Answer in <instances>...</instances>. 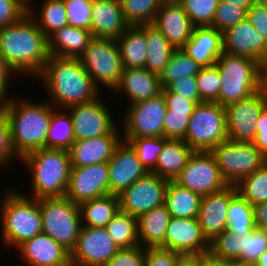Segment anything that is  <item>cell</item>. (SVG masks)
<instances>
[{
  "label": "cell",
  "instance_id": "cell-48",
  "mask_svg": "<svg viewBox=\"0 0 267 266\" xmlns=\"http://www.w3.org/2000/svg\"><path fill=\"white\" fill-rule=\"evenodd\" d=\"M18 161H21V158L16 154L13 143H12V133L11 126L6 115L0 113V167L4 168L5 166L10 167L11 160L15 157ZM13 157V158H12ZM4 166V167H3Z\"/></svg>",
  "mask_w": 267,
  "mask_h": 266
},
{
  "label": "cell",
  "instance_id": "cell-31",
  "mask_svg": "<svg viewBox=\"0 0 267 266\" xmlns=\"http://www.w3.org/2000/svg\"><path fill=\"white\" fill-rule=\"evenodd\" d=\"M171 215L165 204L145 212L137 217L140 246L160 247L165 241V234Z\"/></svg>",
  "mask_w": 267,
  "mask_h": 266
},
{
  "label": "cell",
  "instance_id": "cell-66",
  "mask_svg": "<svg viewBox=\"0 0 267 266\" xmlns=\"http://www.w3.org/2000/svg\"><path fill=\"white\" fill-rule=\"evenodd\" d=\"M25 4H29L30 5V2L32 1V0H22Z\"/></svg>",
  "mask_w": 267,
  "mask_h": 266
},
{
  "label": "cell",
  "instance_id": "cell-15",
  "mask_svg": "<svg viewBox=\"0 0 267 266\" xmlns=\"http://www.w3.org/2000/svg\"><path fill=\"white\" fill-rule=\"evenodd\" d=\"M168 182V180L148 172L118 195L120 211L138 217L165 204Z\"/></svg>",
  "mask_w": 267,
  "mask_h": 266
},
{
  "label": "cell",
  "instance_id": "cell-22",
  "mask_svg": "<svg viewBox=\"0 0 267 266\" xmlns=\"http://www.w3.org/2000/svg\"><path fill=\"white\" fill-rule=\"evenodd\" d=\"M176 49L191 38L195 25L177 1H163L152 22Z\"/></svg>",
  "mask_w": 267,
  "mask_h": 266
},
{
  "label": "cell",
  "instance_id": "cell-9",
  "mask_svg": "<svg viewBox=\"0 0 267 266\" xmlns=\"http://www.w3.org/2000/svg\"><path fill=\"white\" fill-rule=\"evenodd\" d=\"M223 180L229 186L238 185L245 177L262 167L267 158L253 142L225 140L210 150Z\"/></svg>",
  "mask_w": 267,
  "mask_h": 266
},
{
  "label": "cell",
  "instance_id": "cell-47",
  "mask_svg": "<svg viewBox=\"0 0 267 266\" xmlns=\"http://www.w3.org/2000/svg\"><path fill=\"white\" fill-rule=\"evenodd\" d=\"M68 25L90 31L93 0H64Z\"/></svg>",
  "mask_w": 267,
  "mask_h": 266
},
{
  "label": "cell",
  "instance_id": "cell-43",
  "mask_svg": "<svg viewBox=\"0 0 267 266\" xmlns=\"http://www.w3.org/2000/svg\"><path fill=\"white\" fill-rule=\"evenodd\" d=\"M135 150L139 161L148 172H152L157 164L159 153L162 151L166 137L122 138Z\"/></svg>",
  "mask_w": 267,
  "mask_h": 266
},
{
  "label": "cell",
  "instance_id": "cell-14",
  "mask_svg": "<svg viewBox=\"0 0 267 266\" xmlns=\"http://www.w3.org/2000/svg\"><path fill=\"white\" fill-rule=\"evenodd\" d=\"M267 106V91L260 89L250 97L225 107L228 140L253 142L256 124L262 110Z\"/></svg>",
  "mask_w": 267,
  "mask_h": 266
},
{
  "label": "cell",
  "instance_id": "cell-1",
  "mask_svg": "<svg viewBox=\"0 0 267 266\" xmlns=\"http://www.w3.org/2000/svg\"><path fill=\"white\" fill-rule=\"evenodd\" d=\"M0 55L18 74L37 77L42 72L50 56L48 38L29 12L0 28Z\"/></svg>",
  "mask_w": 267,
  "mask_h": 266
},
{
  "label": "cell",
  "instance_id": "cell-23",
  "mask_svg": "<svg viewBox=\"0 0 267 266\" xmlns=\"http://www.w3.org/2000/svg\"><path fill=\"white\" fill-rule=\"evenodd\" d=\"M119 127H115L109 134L74 141L68 150L72 167H85L103 162H109L114 150L121 142Z\"/></svg>",
  "mask_w": 267,
  "mask_h": 266
},
{
  "label": "cell",
  "instance_id": "cell-28",
  "mask_svg": "<svg viewBox=\"0 0 267 266\" xmlns=\"http://www.w3.org/2000/svg\"><path fill=\"white\" fill-rule=\"evenodd\" d=\"M181 49L202 67L215 65L223 53L222 32L212 26H195Z\"/></svg>",
  "mask_w": 267,
  "mask_h": 266
},
{
  "label": "cell",
  "instance_id": "cell-5",
  "mask_svg": "<svg viewBox=\"0 0 267 266\" xmlns=\"http://www.w3.org/2000/svg\"><path fill=\"white\" fill-rule=\"evenodd\" d=\"M13 190H7L0 202L1 243L9 249L43 232L39 199Z\"/></svg>",
  "mask_w": 267,
  "mask_h": 266
},
{
  "label": "cell",
  "instance_id": "cell-6",
  "mask_svg": "<svg viewBox=\"0 0 267 266\" xmlns=\"http://www.w3.org/2000/svg\"><path fill=\"white\" fill-rule=\"evenodd\" d=\"M215 65L221 78L219 91L221 106L226 107L246 99L262 89L257 60L223 51Z\"/></svg>",
  "mask_w": 267,
  "mask_h": 266
},
{
  "label": "cell",
  "instance_id": "cell-21",
  "mask_svg": "<svg viewBox=\"0 0 267 266\" xmlns=\"http://www.w3.org/2000/svg\"><path fill=\"white\" fill-rule=\"evenodd\" d=\"M237 192L236 186L228 185L201 198L197 220L209 242L226 229L230 201Z\"/></svg>",
  "mask_w": 267,
  "mask_h": 266
},
{
  "label": "cell",
  "instance_id": "cell-54",
  "mask_svg": "<svg viewBox=\"0 0 267 266\" xmlns=\"http://www.w3.org/2000/svg\"><path fill=\"white\" fill-rule=\"evenodd\" d=\"M170 92L176 93L185 99L192 100L195 103L202 102L198 94L196 76H188L187 78L175 79L167 87Z\"/></svg>",
  "mask_w": 267,
  "mask_h": 266
},
{
  "label": "cell",
  "instance_id": "cell-33",
  "mask_svg": "<svg viewBox=\"0 0 267 266\" xmlns=\"http://www.w3.org/2000/svg\"><path fill=\"white\" fill-rule=\"evenodd\" d=\"M201 196L192 190L169 181L165 192V205L171 215L176 218H197Z\"/></svg>",
  "mask_w": 267,
  "mask_h": 266
},
{
  "label": "cell",
  "instance_id": "cell-56",
  "mask_svg": "<svg viewBox=\"0 0 267 266\" xmlns=\"http://www.w3.org/2000/svg\"><path fill=\"white\" fill-rule=\"evenodd\" d=\"M13 73L17 74L0 55V101L1 102H6L12 97V96L9 97L7 93H8V83L11 81L10 77L12 75H15Z\"/></svg>",
  "mask_w": 267,
  "mask_h": 266
},
{
  "label": "cell",
  "instance_id": "cell-17",
  "mask_svg": "<svg viewBox=\"0 0 267 266\" xmlns=\"http://www.w3.org/2000/svg\"><path fill=\"white\" fill-rule=\"evenodd\" d=\"M66 109L71 115L75 141L109 134L117 124L100 97L89 103L71 105Z\"/></svg>",
  "mask_w": 267,
  "mask_h": 266
},
{
  "label": "cell",
  "instance_id": "cell-64",
  "mask_svg": "<svg viewBox=\"0 0 267 266\" xmlns=\"http://www.w3.org/2000/svg\"><path fill=\"white\" fill-rule=\"evenodd\" d=\"M254 266H267V251L258 258Z\"/></svg>",
  "mask_w": 267,
  "mask_h": 266
},
{
  "label": "cell",
  "instance_id": "cell-32",
  "mask_svg": "<svg viewBox=\"0 0 267 266\" xmlns=\"http://www.w3.org/2000/svg\"><path fill=\"white\" fill-rule=\"evenodd\" d=\"M116 41L123 68H145L148 52L145 25L128 26Z\"/></svg>",
  "mask_w": 267,
  "mask_h": 266
},
{
  "label": "cell",
  "instance_id": "cell-12",
  "mask_svg": "<svg viewBox=\"0 0 267 266\" xmlns=\"http://www.w3.org/2000/svg\"><path fill=\"white\" fill-rule=\"evenodd\" d=\"M125 109L122 138L164 136L167 105L163 93L148 100L130 104Z\"/></svg>",
  "mask_w": 267,
  "mask_h": 266
},
{
  "label": "cell",
  "instance_id": "cell-60",
  "mask_svg": "<svg viewBox=\"0 0 267 266\" xmlns=\"http://www.w3.org/2000/svg\"><path fill=\"white\" fill-rule=\"evenodd\" d=\"M260 83L263 89L267 88V50L259 61Z\"/></svg>",
  "mask_w": 267,
  "mask_h": 266
},
{
  "label": "cell",
  "instance_id": "cell-45",
  "mask_svg": "<svg viewBox=\"0 0 267 266\" xmlns=\"http://www.w3.org/2000/svg\"><path fill=\"white\" fill-rule=\"evenodd\" d=\"M195 26H211L219 0L178 1Z\"/></svg>",
  "mask_w": 267,
  "mask_h": 266
},
{
  "label": "cell",
  "instance_id": "cell-11",
  "mask_svg": "<svg viewBox=\"0 0 267 266\" xmlns=\"http://www.w3.org/2000/svg\"><path fill=\"white\" fill-rule=\"evenodd\" d=\"M267 251V231L260 228L234 235L225 229L210 242L209 253L215 258L254 266Z\"/></svg>",
  "mask_w": 267,
  "mask_h": 266
},
{
  "label": "cell",
  "instance_id": "cell-27",
  "mask_svg": "<svg viewBox=\"0 0 267 266\" xmlns=\"http://www.w3.org/2000/svg\"><path fill=\"white\" fill-rule=\"evenodd\" d=\"M162 89L159 76L147 68H123L121 80L113 93L123 92L129 104H135L158 96Z\"/></svg>",
  "mask_w": 267,
  "mask_h": 266
},
{
  "label": "cell",
  "instance_id": "cell-44",
  "mask_svg": "<svg viewBox=\"0 0 267 266\" xmlns=\"http://www.w3.org/2000/svg\"><path fill=\"white\" fill-rule=\"evenodd\" d=\"M196 79L200 100L219 103L221 78L217 66L202 67Z\"/></svg>",
  "mask_w": 267,
  "mask_h": 266
},
{
  "label": "cell",
  "instance_id": "cell-19",
  "mask_svg": "<svg viewBox=\"0 0 267 266\" xmlns=\"http://www.w3.org/2000/svg\"><path fill=\"white\" fill-rule=\"evenodd\" d=\"M182 255L209 253L210 242L204 236L197 218L171 217L165 241L160 246Z\"/></svg>",
  "mask_w": 267,
  "mask_h": 266
},
{
  "label": "cell",
  "instance_id": "cell-10",
  "mask_svg": "<svg viewBox=\"0 0 267 266\" xmlns=\"http://www.w3.org/2000/svg\"><path fill=\"white\" fill-rule=\"evenodd\" d=\"M79 59L99 89L113 91L118 86L123 65L115 39L93 37Z\"/></svg>",
  "mask_w": 267,
  "mask_h": 266
},
{
  "label": "cell",
  "instance_id": "cell-2",
  "mask_svg": "<svg viewBox=\"0 0 267 266\" xmlns=\"http://www.w3.org/2000/svg\"><path fill=\"white\" fill-rule=\"evenodd\" d=\"M37 77L44 83L49 103L55 108L89 103L101 97L100 89L79 58L50 55Z\"/></svg>",
  "mask_w": 267,
  "mask_h": 266
},
{
  "label": "cell",
  "instance_id": "cell-36",
  "mask_svg": "<svg viewBox=\"0 0 267 266\" xmlns=\"http://www.w3.org/2000/svg\"><path fill=\"white\" fill-rule=\"evenodd\" d=\"M72 119L66 108H54L45 148L69 150L74 143Z\"/></svg>",
  "mask_w": 267,
  "mask_h": 266
},
{
  "label": "cell",
  "instance_id": "cell-29",
  "mask_svg": "<svg viewBox=\"0 0 267 266\" xmlns=\"http://www.w3.org/2000/svg\"><path fill=\"white\" fill-rule=\"evenodd\" d=\"M92 38L91 31L66 25L48 37V50L50 55L79 58Z\"/></svg>",
  "mask_w": 267,
  "mask_h": 266
},
{
  "label": "cell",
  "instance_id": "cell-63",
  "mask_svg": "<svg viewBox=\"0 0 267 266\" xmlns=\"http://www.w3.org/2000/svg\"><path fill=\"white\" fill-rule=\"evenodd\" d=\"M229 4H237L238 6L245 7L247 10L257 1V0H224Z\"/></svg>",
  "mask_w": 267,
  "mask_h": 266
},
{
  "label": "cell",
  "instance_id": "cell-34",
  "mask_svg": "<svg viewBox=\"0 0 267 266\" xmlns=\"http://www.w3.org/2000/svg\"><path fill=\"white\" fill-rule=\"evenodd\" d=\"M82 226L106 227L111 219L120 211L119 197L107 194L79 205Z\"/></svg>",
  "mask_w": 267,
  "mask_h": 266
},
{
  "label": "cell",
  "instance_id": "cell-35",
  "mask_svg": "<svg viewBox=\"0 0 267 266\" xmlns=\"http://www.w3.org/2000/svg\"><path fill=\"white\" fill-rule=\"evenodd\" d=\"M145 38L148 51L145 68L159 76L176 48L152 24L145 25Z\"/></svg>",
  "mask_w": 267,
  "mask_h": 266
},
{
  "label": "cell",
  "instance_id": "cell-8",
  "mask_svg": "<svg viewBox=\"0 0 267 266\" xmlns=\"http://www.w3.org/2000/svg\"><path fill=\"white\" fill-rule=\"evenodd\" d=\"M227 139L225 107L217 102L198 103L190 116L183 140L194 151H210Z\"/></svg>",
  "mask_w": 267,
  "mask_h": 266
},
{
  "label": "cell",
  "instance_id": "cell-41",
  "mask_svg": "<svg viewBox=\"0 0 267 266\" xmlns=\"http://www.w3.org/2000/svg\"><path fill=\"white\" fill-rule=\"evenodd\" d=\"M164 0H120L122 12L129 26L152 24Z\"/></svg>",
  "mask_w": 267,
  "mask_h": 266
},
{
  "label": "cell",
  "instance_id": "cell-37",
  "mask_svg": "<svg viewBox=\"0 0 267 266\" xmlns=\"http://www.w3.org/2000/svg\"><path fill=\"white\" fill-rule=\"evenodd\" d=\"M41 3L38 15L34 14L31 4L28 5V12L34 17L38 27L48 38L58 29L68 25L67 12L64 0H43Z\"/></svg>",
  "mask_w": 267,
  "mask_h": 266
},
{
  "label": "cell",
  "instance_id": "cell-58",
  "mask_svg": "<svg viewBox=\"0 0 267 266\" xmlns=\"http://www.w3.org/2000/svg\"><path fill=\"white\" fill-rule=\"evenodd\" d=\"M176 266H202V254L181 255Z\"/></svg>",
  "mask_w": 267,
  "mask_h": 266
},
{
  "label": "cell",
  "instance_id": "cell-26",
  "mask_svg": "<svg viewBox=\"0 0 267 266\" xmlns=\"http://www.w3.org/2000/svg\"><path fill=\"white\" fill-rule=\"evenodd\" d=\"M128 26L120 0H93L90 24L93 37L117 40Z\"/></svg>",
  "mask_w": 267,
  "mask_h": 266
},
{
  "label": "cell",
  "instance_id": "cell-61",
  "mask_svg": "<svg viewBox=\"0 0 267 266\" xmlns=\"http://www.w3.org/2000/svg\"><path fill=\"white\" fill-rule=\"evenodd\" d=\"M253 144L267 158V132L256 133Z\"/></svg>",
  "mask_w": 267,
  "mask_h": 266
},
{
  "label": "cell",
  "instance_id": "cell-18",
  "mask_svg": "<svg viewBox=\"0 0 267 266\" xmlns=\"http://www.w3.org/2000/svg\"><path fill=\"white\" fill-rule=\"evenodd\" d=\"M108 162L72 167L65 197L75 204L109 194Z\"/></svg>",
  "mask_w": 267,
  "mask_h": 266
},
{
  "label": "cell",
  "instance_id": "cell-16",
  "mask_svg": "<svg viewBox=\"0 0 267 266\" xmlns=\"http://www.w3.org/2000/svg\"><path fill=\"white\" fill-rule=\"evenodd\" d=\"M120 248L105 227L82 226L74 249L71 266H105Z\"/></svg>",
  "mask_w": 267,
  "mask_h": 266
},
{
  "label": "cell",
  "instance_id": "cell-57",
  "mask_svg": "<svg viewBox=\"0 0 267 266\" xmlns=\"http://www.w3.org/2000/svg\"><path fill=\"white\" fill-rule=\"evenodd\" d=\"M253 213L256 227L267 231V202L253 205Z\"/></svg>",
  "mask_w": 267,
  "mask_h": 266
},
{
  "label": "cell",
  "instance_id": "cell-20",
  "mask_svg": "<svg viewBox=\"0 0 267 266\" xmlns=\"http://www.w3.org/2000/svg\"><path fill=\"white\" fill-rule=\"evenodd\" d=\"M109 194L120 195L148 171L139 161L135 150L124 140L117 145L108 162Z\"/></svg>",
  "mask_w": 267,
  "mask_h": 266
},
{
  "label": "cell",
  "instance_id": "cell-25",
  "mask_svg": "<svg viewBox=\"0 0 267 266\" xmlns=\"http://www.w3.org/2000/svg\"><path fill=\"white\" fill-rule=\"evenodd\" d=\"M223 51L247 56L258 62L267 50V42L246 19L222 32Z\"/></svg>",
  "mask_w": 267,
  "mask_h": 266
},
{
  "label": "cell",
  "instance_id": "cell-24",
  "mask_svg": "<svg viewBox=\"0 0 267 266\" xmlns=\"http://www.w3.org/2000/svg\"><path fill=\"white\" fill-rule=\"evenodd\" d=\"M27 266H71L70 253L45 233L16 247Z\"/></svg>",
  "mask_w": 267,
  "mask_h": 266
},
{
  "label": "cell",
  "instance_id": "cell-50",
  "mask_svg": "<svg viewBox=\"0 0 267 266\" xmlns=\"http://www.w3.org/2000/svg\"><path fill=\"white\" fill-rule=\"evenodd\" d=\"M144 262L145 248L138 245L119 249L105 266H144Z\"/></svg>",
  "mask_w": 267,
  "mask_h": 266
},
{
  "label": "cell",
  "instance_id": "cell-4",
  "mask_svg": "<svg viewBox=\"0 0 267 266\" xmlns=\"http://www.w3.org/2000/svg\"><path fill=\"white\" fill-rule=\"evenodd\" d=\"M31 173V198L65 197L71 161L67 150L41 148L21 158Z\"/></svg>",
  "mask_w": 267,
  "mask_h": 266
},
{
  "label": "cell",
  "instance_id": "cell-65",
  "mask_svg": "<svg viewBox=\"0 0 267 266\" xmlns=\"http://www.w3.org/2000/svg\"><path fill=\"white\" fill-rule=\"evenodd\" d=\"M228 266H248V265L241 264V263H237V262H230V263L228 264Z\"/></svg>",
  "mask_w": 267,
  "mask_h": 266
},
{
  "label": "cell",
  "instance_id": "cell-68",
  "mask_svg": "<svg viewBox=\"0 0 267 266\" xmlns=\"http://www.w3.org/2000/svg\"><path fill=\"white\" fill-rule=\"evenodd\" d=\"M165 1H177V2H178V1H180V0H165Z\"/></svg>",
  "mask_w": 267,
  "mask_h": 266
},
{
  "label": "cell",
  "instance_id": "cell-13",
  "mask_svg": "<svg viewBox=\"0 0 267 266\" xmlns=\"http://www.w3.org/2000/svg\"><path fill=\"white\" fill-rule=\"evenodd\" d=\"M174 181L201 197L221 191L228 186L210 151H194Z\"/></svg>",
  "mask_w": 267,
  "mask_h": 266
},
{
  "label": "cell",
  "instance_id": "cell-52",
  "mask_svg": "<svg viewBox=\"0 0 267 266\" xmlns=\"http://www.w3.org/2000/svg\"><path fill=\"white\" fill-rule=\"evenodd\" d=\"M181 255L162 247H146L144 266H176Z\"/></svg>",
  "mask_w": 267,
  "mask_h": 266
},
{
  "label": "cell",
  "instance_id": "cell-46",
  "mask_svg": "<svg viewBox=\"0 0 267 266\" xmlns=\"http://www.w3.org/2000/svg\"><path fill=\"white\" fill-rule=\"evenodd\" d=\"M246 16L247 9L245 7L219 0L211 26L220 32H224L237 23L246 20Z\"/></svg>",
  "mask_w": 267,
  "mask_h": 266
},
{
  "label": "cell",
  "instance_id": "cell-7",
  "mask_svg": "<svg viewBox=\"0 0 267 266\" xmlns=\"http://www.w3.org/2000/svg\"><path fill=\"white\" fill-rule=\"evenodd\" d=\"M43 233L69 253L74 249L82 227L80 208L67 197L39 199Z\"/></svg>",
  "mask_w": 267,
  "mask_h": 266
},
{
  "label": "cell",
  "instance_id": "cell-3",
  "mask_svg": "<svg viewBox=\"0 0 267 266\" xmlns=\"http://www.w3.org/2000/svg\"><path fill=\"white\" fill-rule=\"evenodd\" d=\"M54 108L48 101L17 100L15 97L3 102L2 112L10 122L13 148L20 158L45 148Z\"/></svg>",
  "mask_w": 267,
  "mask_h": 266
},
{
  "label": "cell",
  "instance_id": "cell-53",
  "mask_svg": "<svg viewBox=\"0 0 267 266\" xmlns=\"http://www.w3.org/2000/svg\"><path fill=\"white\" fill-rule=\"evenodd\" d=\"M246 19L267 42V0H257L247 10Z\"/></svg>",
  "mask_w": 267,
  "mask_h": 266
},
{
  "label": "cell",
  "instance_id": "cell-51",
  "mask_svg": "<svg viewBox=\"0 0 267 266\" xmlns=\"http://www.w3.org/2000/svg\"><path fill=\"white\" fill-rule=\"evenodd\" d=\"M28 12L22 0H0V28L15 24Z\"/></svg>",
  "mask_w": 267,
  "mask_h": 266
},
{
  "label": "cell",
  "instance_id": "cell-62",
  "mask_svg": "<svg viewBox=\"0 0 267 266\" xmlns=\"http://www.w3.org/2000/svg\"><path fill=\"white\" fill-rule=\"evenodd\" d=\"M267 132V106L262 110L256 124V133Z\"/></svg>",
  "mask_w": 267,
  "mask_h": 266
},
{
  "label": "cell",
  "instance_id": "cell-42",
  "mask_svg": "<svg viewBox=\"0 0 267 266\" xmlns=\"http://www.w3.org/2000/svg\"><path fill=\"white\" fill-rule=\"evenodd\" d=\"M236 188L251 205L267 202V162L245 177Z\"/></svg>",
  "mask_w": 267,
  "mask_h": 266
},
{
  "label": "cell",
  "instance_id": "cell-30",
  "mask_svg": "<svg viewBox=\"0 0 267 266\" xmlns=\"http://www.w3.org/2000/svg\"><path fill=\"white\" fill-rule=\"evenodd\" d=\"M194 150L182 139H168L159 153L152 173L168 181H174L186 166Z\"/></svg>",
  "mask_w": 267,
  "mask_h": 266
},
{
  "label": "cell",
  "instance_id": "cell-67",
  "mask_svg": "<svg viewBox=\"0 0 267 266\" xmlns=\"http://www.w3.org/2000/svg\"><path fill=\"white\" fill-rule=\"evenodd\" d=\"M2 104L3 102L0 101V113L2 112Z\"/></svg>",
  "mask_w": 267,
  "mask_h": 266
},
{
  "label": "cell",
  "instance_id": "cell-55",
  "mask_svg": "<svg viewBox=\"0 0 267 266\" xmlns=\"http://www.w3.org/2000/svg\"><path fill=\"white\" fill-rule=\"evenodd\" d=\"M162 93L167 105L166 112H187V115L193 114L197 103L185 99L176 93L170 92L167 88H163Z\"/></svg>",
  "mask_w": 267,
  "mask_h": 266
},
{
  "label": "cell",
  "instance_id": "cell-38",
  "mask_svg": "<svg viewBox=\"0 0 267 266\" xmlns=\"http://www.w3.org/2000/svg\"><path fill=\"white\" fill-rule=\"evenodd\" d=\"M120 248H133L139 244L137 217L119 211L105 227Z\"/></svg>",
  "mask_w": 267,
  "mask_h": 266
},
{
  "label": "cell",
  "instance_id": "cell-49",
  "mask_svg": "<svg viewBox=\"0 0 267 266\" xmlns=\"http://www.w3.org/2000/svg\"><path fill=\"white\" fill-rule=\"evenodd\" d=\"M187 112H166L164 119V137L167 139H184L190 121Z\"/></svg>",
  "mask_w": 267,
  "mask_h": 266
},
{
  "label": "cell",
  "instance_id": "cell-39",
  "mask_svg": "<svg viewBox=\"0 0 267 266\" xmlns=\"http://www.w3.org/2000/svg\"><path fill=\"white\" fill-rule=\"evenodd\" d=\"M256 228L253 205L238 192L231 198L227 213V227L234 235Z\"/></svg>",
  "mask_w": 267,
  "mask_h": 266
},
{
  "label": "cell",
  "instance_id": "cell-59",
  "mask_svg": "<svg viewBox=\"0 0 267 266\" xmlns=\"http://www.w3.org/2000/svg\"><path fill=\"white\" fill-rule=\"evenodd\" d=\"M231 261L215 258L210 253L202 254V266H228Z\"/></svg>",
  "mask_w": 267,
  "mask_h": 266
},
{
  "label": "cell",
  "instance_id": "cell-40",
  "mask_svg": "<svg viewBox=\"0 0 267 266\" xmlns=\"http://www.w3.org/2000/svg\"><path fill=\"white\" fill-rule=\"evenodd\" d=\"M202 66L187 55L181 48L176 49L164 67L163 72L159 75L160 83L166 88L175 79L187 78L188 76H196Z\"/></svg>",
  "mask_w": 267,
  "mask_h": 266
}]
</instances>
